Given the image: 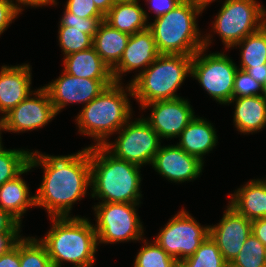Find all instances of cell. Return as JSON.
Here are the masks:
<instances>
[{"label":"cell","instance_id":"45","mask_svg":"<svg viewBox=\"0 0 266 267\" xmlns=\"http://www.w3.org/2000/svg\"><path fill=\"white\" fill-rule=\"evenodd\" d=\"M186 1H189L191 4H193L194 6L198 7L203 11L206 8V6H208L211 2L215 0H186Z\"/></svg>","mask_w":266,"mask_h":267},{"label":"cell","instance_id":"15","mask_svg":"<svg viewBox=\"0 0 266 267\" xmlns=\"http://www.w3.org/2000/svg\"><path fill=\"white\" fill-rule=\"evenodd\" d=\"M225 211L217 225L209 226V236L217 244L226 262L231 264L252 233V221L230 205Z\"/></svg>","mask_w":266,"mask_h":267},{"label":"cell","instance_id":"23","mask_svg":"<svg viewBox=\"0 0 266 267\" xmlns=\"http://www.w3.org/2000/svg\"><path fill=\"white\" fill-rule=\"evenodd\" d=\"M105 21L113 28L129 35L149 28L148 14L138 4V0L115 1L105 15Z\"/></svg>","mask_w":266,"mask_h":267},{"label":"cell","instance_id":"49","mask_svg":"<svg viewBox=\"0 0 266 267\" xmlns=\"http://www.w3.org/2000/svg\"><path fill=\"white\" fill-rule=\"evenodd\" d=\"M227 267H235V266H233V265H231V264H228Z\"/></svg>","mask_w":266,"mask_h":267},{"label":"cell","instance_id":"30","mask_svg":"<svg viewBox=\"0 0 266 267\" xmlns=\"http://www.w3.org/2000/svg\"><path fill=\"white\" fill-rule=\"evenodd\" d=\"M20 267H54L39 239L20 238Z\"/></svg>","mask_w":266,"mask_h":267},{"label":"cell","instance_id":"12","mask_svg":"<svg viewBox=\"0 0 266 267\" xmlns=\"http://www.w3.org/2000/svg\"><path fill=\"white\" fill-rule=\"evenodd\" d=\"M35 92V93H34ZM21 101L2 118V131L14 133L39 129L52 120L57 112L48 91L42 87Z\"/></svg>","mask_w":266,"mask_h":267},{"label":"cell","instance_id":"1","mask_svg":"<svg viewBox=\"0 0 266 267\" xmlns=\"http://www.w3.org/2000/svg\"><path fill=\"white\" fill-rule=\"evenodd\" d=\"M29 166H42L44 178L36 193V206L44 207L49 217H69L72 205L91 187L89 147L66 156L31 152Z\"/></svg>","mask_w":266,"mask_h":267},{"label":"cell","instance_id":"39","mask_svg":"<svg viewBox=\"0 0 266 267\" xmlns=\"http://www.w3.org/2000/svg\"><path fill=\"white\" fill-rule=\"evenodd\" d=\"M21 224L0 208V233H20Z\"/></svg>","mask_w":266,"mask_h":267},{"label":"cell","instance_id":"29","mask_svg":"<svg viewBox=\"0 0 266 267\" xmlns=\"http://www.w3.org/2000/svg\"><path fill=\"white\" fill-rule=\"evenodd\" d=\"M30 154L23 149L7 150L0 145V186L14 179L29 165Z\"/></svg>","mask_w":266,"mask_h":267},{"label":"cell","instance_id":"19","mask_svg":"<svg viewBox=\"0 0 266 267\" xmlns=\"http://www.w3.org/2000/svg\"><path fill=\"white\" fill-rule=\"evenodd\" d=\"M179 138L177 145L202 162L203 156L212 151L218 141L213 125L206 119L196 116L188 123Z\"/></svg>","mask_w":266,"mask_h":267},{"label":"cell","instance_id":"5","mask_svg":"<svg viewBox=\"0 0 266 267\" xmlns=\"http://www.w3.org/2000/svg\"><path fill=\"white\" fill-rule=\"evenodd\" d=\"M193 56L160 54L127 85L129 95L136 98L141 108L148 103L179 98L177 89L191 75Z\"/></svg>","mask_w":266,"mask_h":267},{"label":"cell","instance_id":"40","mask_svg":"<svg viewBox=\"0 0 266 267\" xmlns=\"http://www.w3.org/2000/svg\"><path fill=\"white\" fill-rule=\"evenodd\" d=\"M19 233H0V255L11 249L21 238Z\"/></svg>","mask_w":266,"mask_h":267},{"label":"cell","instance_id":"27","mask_svg":"<svg viewBox=\"0 0 266 267\" xmlns=\"http://www.w3.org/2000/svg\"><path fill=\"white\" fill-rule=\"evenodd\" d=\"M97 28H78L59 26V44L65 56L89 49L93 46V37Z\"/></svg>","mask_w":266,"mask_h":267},{"label":"cell","instance_id":"16","mask_svg":"<svg viewBox=\"0 0 266 267\" xmlns=\"http://www.w3.org/2000/svg\"><path fill=\"white\" fill-rule=\"evenodd\" d=\"M151 165L168 181L182 183L199 177L204 162L186 153L178 145H169L160 147Z\"/></svg>","mask_w":266,"mask_h":267},{"label":"cell","instance_id":"8","mask_svg":"<svg viewBox=\"0 0 266 267\" xmlns=\"http://www.w3.org/2000/svg\"><path fill=\"white\" fill-rule=\"evenodd\" d=\"M203 47L197 51L191 61V76L216 102L228 104L233 98L236 64L224 53H210Z\"/></svg>","mask_w":266,"mask_h":267},{"label":"cell","instance_id":"36","mask_svg":"<svg viewBox=\"0 0 266 267\" xmlns=\"http://www.w3.org/2000/svg\"><path fill=\"white\" fill-rule=\"evenodd\" d=\"M20 13L17 3H13L11 0H0V35Z\"/></svg>","mask_w":266,"mask_h":267},{"label":"cell","instance_id":"13","mask_svg":"<svg viewBox=\"0 0 266 267\" xmlns=\"http://www.w3.org/2000/svg\"><path fill=\"white\" fill-rule=\"evenodd\" d=\"M114 82V80L79 78L62 72L59 78L43 87L48 91L58 114L68 103L88 104Z\"/></svg>","mask_w":266,"mask_h":267},{"label":"cell","instance_id":"43","mask_svg":"<svg viewBox=\"0 0 266 267\" xmlns=\"http://www.w3.org/2000/svg\"><path fill=\"white\" fill-rule=\"evenodd\" d=\"M14 3V0H11ZM16 2H18L17 4V9L22 12V6H20L21 4L24 6H31V7H42V6H46V5H55V3L57 4V2L55 0H16Z\"/></svg>","mask_w":266,"mask_h":267},{"label":"cell","instance_id":"9","mask_svg":"<svg viewBox=\"0 0 266 267\" xmlns=\"http://www.w3.org/2000/svg\"><path fill=\"white\" fill-rule=\"evenodd\" d=\"M138 205L108 202L94 206L98 244L144 240L142 222L135 208Z\"/></svg>","mask_w":266,"mask_h":267},{"label":"cell","instance_id":"38","mask_svg":"<svg viewBox=\"0 0 266 267\" xmlns=\"http://www.w3.org/2000/svg\"><path fill=\"white\" fill-rule=\"evenodd\" d=\"M0 267H20V239L3 255H0Z\"/></svg>","mask_w":266,"mask_h":267},{"label":"cell","instance_id":"47","mask_svg":"<svg viewBox=\"0 0 266 267\" xmlns=\"http://www.w3.org/2000/svg\"><path fill=\"white\" fill-rule=\"evenodd\" d=\"M262 28L266 32V11H264V15H263Z\"/></svg>","mask_w":266,"mask_h":267},{"label":"cell","instance_id":"31","mask_svg":"<svg viewBox=\"0 0 266 267\" xmlns=\"http://www.w3.org/2000/svg\"><path fill=\"white\" fill-rule=\"evenodd\" d=\"M145 242L138 252L134 267H179V262L170 256L156 241L153 243Z\"/></svg>","mask_w":266,"mask_h":267},{"label":"cell","instance_id":"42","mask_svg":"<svg viewBox=\"0 0 266 267\" xmlns=\"http://www.w3.org/2000/svg\"><path fill=\"white\" fill-rule=\"evenodd\" d=\"M238 69L247 71L260 84H263L264 81L266 80V63L265 64H261L258 67L238 68Z\"/></svg>","mask_w":266,"mask_h":267},{"label":"cell","instance_id":"22","mask_svg":"<svg viewBox=\"0 0 266 267\" xmlns=\"http://www.w3.org/2000/svg\"><path fill=\"white\" fill-rule=\"evenodd\" d=\"M234 124L241 133H255L266 126V99L262 95L233 97L230 103H234Z\"/></svg>","mask_w":266,"mask_h":267},{"label":"cell","instance_id":"28","mask_svg":"<svg viewBox=\"0 0 266 267\" xmlns=\"http://www.w3.org/2000/svg\"><path fill=\"white\" fill-rule=\"evenodd\" d=\"M217 244L208 236L195 253L179 262V267H227Z\"/></svg>","mask_w":266,"mask_h":267},{"label":"cell","instance_id":"25","mask_svg":"<svg viewBox=\"0 0 266 267\" xmlns=\"http://www.w3.org/2000/svg\"><path fill=\"white\" fill-rule=\"evenodd\" d=\"M129 38V34L113 28L103 20L94 34L93 47L101 59L112 69L120 61Z\"/></svg>","mask_w":266,"mask_h":267},{"label":"cell","instance_id":"7","mask_svg":"<svg viewBox=\"0 0 266 267\" xmlns=\"http://www.w3.org/2000/svg\"><path fill=\"white\" fill-rule=\"evenodd\" d=\"M265 10L256 0H225L213 22V31L230 49L262 28Z\"/></svg>","mask_w":266,"mask_h":267},{"label":"cell","instance_id":"2","mask_svg":"<svg viewBox=\"0 0 266 267\" xmlns=\"http://www.w3.org/2000/svg\"><path fill=\"white\" fill-rule=\"evenodd\" d=\"M89 158L92 198H100L99 203H140L141 166L118 159L97 145L89 147Z\"/></svg>","mask_w":266,"mask_h":267},{"label":"cell","instance_id":"10","mask_svg":"<svg viewBox=\"0 0 266 267\" xmlns=\"http://www.w3.org/2000/svg\"><path fill=\"white\" fill-rule=\"evenodd\" d=\"M115 143L102 145L114 157L139 166L152 164L161 147V138L144 118L128 121L119 131Z\"/></svg>","mask_w":266,"mask_h":267},{"label":"cell","instance_id":"11","mask_svg":"<svg viewBox=\"0 0 266 267\" xmlns=\"http://www.w3.org/2000/svg\"><path fill=\"white\" fill-rule=\"evenodd\" d=\"M209 236V226H201L182 209L162 228L154 241L178 262L193 255Z\"/></svg>","mask_w":266,"mask_h":267},{"label":"cell","instance_id":"18","mask_svg":"<svg viewBox=\"0 0 266 267\" xmlns=\"http://www.w3.org/2000/svg\"><path fill=\"white\" fill-rule=\"evenodd\" d=\"M29 64L2 66L0 70V112L4 117L21 101L33 94Z\"/></svg>","mask_w":266,"mask_h":267},{"label":"cell","instance_id":"35","mask_svg":"<svg viewBox=\"0 0 266 267\" xmlns=\"http://www.w3.org/2000/svg\"><path fill=\"white\" fill-rule=\"evenodd\" d=\"M105 20V17H90L82 18L75 14H71L66 9L59 26H72L78 28H98L101 21Z\"/></svg>","mask_w":266,"mask_h":267},{"label":"cell","instance_id":"32","mask_svg":"<svg viewBox=\"0 0 266 267\" xmlns=\"http://www.w3.org/2000/svg\"><path fill=\"white\" fill-rule=\"evenodd\" d=\"M265 248L264 244L251 233L231 265L235 267H266Z\"/></svg>","mask_w":266,"mask_h":267},{"label":"cell","instance_id":"46","mask_svg":"<svg viewBox=\"0 0 266 267\" xmlns=\"http://www.w3.org/2000/svg\"><path fill=\"white\" fill-rule=\"evenodd\" d=\"M261 95L266 99V80L262 84V92Z\"/></svg>","mask_w":266,"mask_h":267},{"label":"cell","instance_id":"20","mask_svg":"<svg viewBox=\"0 0 266 267\" xmlns=\"http://www.w3.org/2000/svg\"><path fill=\"white\" fill-rule=\"evenodd\" d=\"M229 197V205L247 219L266 217V180H251Z\"/></svg>","mask_w":266,"mask_h":267},{"label":"cell","instance_id":"33","mask_svg":"<svg viewBox=\"0 0 266 267\" xmlns=\"http://www.w3.org/2000/svg\"><path fill=\"white\" fill-rule=\"evenodd\" d=\"M262 84L256 81L247 71L237 69L234 78L233 97L261 95Z\"/></svg>","mask_w":266,"mask_h":267},{"label":"cell","instance_id":"4","mask_svg":"<svg viewBox=\"0 0 266 267\" xmlns=\"http://www.w3.org/2000/svg\"><path fill=\"white\" fill-rule=\"evenodd\" d=\"M203 12L189 1L183 0L170 12L149 23L159 54L193 56L211 43L210 34L201 36L196 16ZM201 36V37H200Z\"/></svg>","mask_w":266,"mask_h":267},{"label":"cell","instance_id":"24","mask_svg":"<svg viewBox=\"0 0 266 267\" xmlns=\"http://www.w3.org/2000/svg\"><path fill=\"white\" fill-rule=\"evenodd\" d=\"M32 169L29 165L14 179L0 186V208L8 212L20 224L28 207L36 206V196H30L29 187L20 177Z\"/></svg>","mask_w":266,"mask_h":267},{"label":"cell","instance_id":"48","mask_svg":"<svg viewBox=\"0 0 266 267\" xmlns=\"http://www.w3.org/2000/svg\"><path fill=\"white\" fill-rule=\"evenodd\" d=\"M2 131V118H0V145L2 144V140H1V132Z\"/></svg>","mask_w":266,"mask_h":267},{"label":"cell","instance_id":"6","mask_svg":"<svg viewBox=\"0 0 266 267\" xmlns=\"http://www.w3.org/2000/svg\"><path fill=\"white\" fill-rule=\"evenodd\" d=\"M128 95L120 82L106 87L95 99L86 104L76 123L79 133L89 135L102 146L114 132H118L132 116Z\"/></svg>","mask_w":266,"mask_h":267},{"label":"cell","instance_id":"34","mask_svg":"<svg viewBox=\"0 0 266 267\" xmlns=\"http://www.w3.org/2000/svg\"><path fill=\"white\" fill-rule=\"evenodd\" d=\"M71 14L78 17H105L95 6L93 0H68L66 8Z\"/></svg>","mask_w":266,"mask_h":267},{"label":"cell","instance_id":"37","mask_svg":"<svg viewBox=\"0 0 266 267\" xmlns=\"http://www.w3.org/2000/svg\"><path fill=\"white\" fill-rule=\"evenodd\" d=\"M146 1L149 2L150 4L149 11L153 10L155 13V18H157L173 10L183 0H146Z\"/></svg>","mask_w":266,"mask_h":267},{"label":"cell","instance_id":"21","mask_svg":"<svg viewBox=\"0 0 266 267\" xmlns=\"http://www.w3.org/2000/svg\"><path fill=\"white\" fill-rule=\"evenodd\" d=\"M63 63V71L69 75L96 80H114L111 68L101 59L93 46L65 56Z\"/></svg>","mask_w":266,"mask_h":267},{"label":"cell","instance_id":"3","mask_svg":"<svg viewBox=\"0 0 266 267\" xmlns=\"http://www.w3.org/2000/svg\"><path fill=\"white\" fill-rule=\"evenodd\" d=\"M53 227L39 241L46 247L54 267L70 262L73 267H93L98 240L87 218L50 217Z\"/></svg>","mask_w":266,"mask_h":267},{"label":"cell","instance_id":"44","mask_svg":"<svg viewBox=\"0 0 266 267\" xmlns=\"http://www.w3.org/2000/svg\"><path fill=\"white\" fill-rule=\"evenodd\" d=\"M96 8L105 16L115 4L114 0H93Z\"/></svg>","mask_w":266,"mask_h":267},{"label":"cell","instance_id":"41","mask_svg":"<svg viewBox=\"0 0 266 267\" xmlns=\"http://www.w3.org/2000/svg\"><path fill=\"white\" fill-rule=\"evenodd\" d=\"M252 234L266 247V217L252 220Z\"/></svg>","mask_w":266,"mask_h":267},{"label":"cell","instance_id":"17","mask_svg":"<svg viewBox=\"0 0 266 267\" xmlns=\"http://www.w3.org/2000/svg\"><path fill=\"white\" fill-rule=\"evenodd\" d=\"M154 36L148 28L130 35L120 61L111 69L115 82H121L123 73L137 68L145 70L159 56Z\"/></svg>","mask_w":266,"mask_h":267},{"label":"cell","instance_id":"26","mask_svg":"<svg viewBox=\"0 0 266 267\" xmlns=\"http://www.w3.org/2000/svg\"><path fill=\"white\" fill-rule=\"evenodd\" d=\"M237 45L241 48L240 68L258 67L266 63V32L263 28L246 36Z\"/></svg>","mask_w":266,"mask_h":267},{"label":"cell","instance_id":"14","mask_svg":"<svg viewBox=\"0 0 266 267\" xmlns=\"http://www.w3.org/2000/svg\"><path fill=\"white\" fill-rule=\"evenodd\" d=\"M153 107L150 117L144 118L162 138H176L196 116L188 100L175 98L145 104L142 110Z\"/></svg>","mask_w":266,"mask_h":267}]
</instances>
